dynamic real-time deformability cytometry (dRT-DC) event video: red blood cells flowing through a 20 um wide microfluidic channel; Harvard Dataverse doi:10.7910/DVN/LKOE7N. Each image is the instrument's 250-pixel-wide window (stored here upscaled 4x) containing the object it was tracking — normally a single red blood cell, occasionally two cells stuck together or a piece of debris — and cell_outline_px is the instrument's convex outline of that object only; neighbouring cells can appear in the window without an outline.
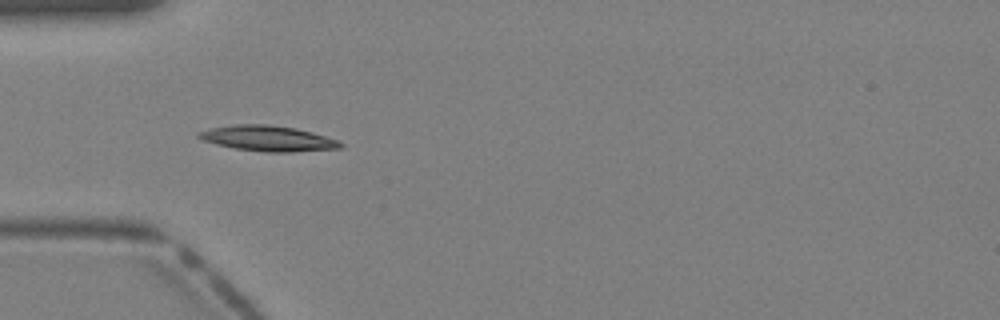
{"species": "Egyptian fruit bat (a non-hibernating species)", "species_latin": "Rousettus aegyptiacus", "temperature_condition": "warm", "stored_images_in_passage": 30, "camera_frame_rate_fps": 3000, "um_per_image_px": 0.085, "animal": {"sex": "female"}, "frame": {"image": 1, "passage_image": 3, "time_ms": 0.667, "image_size_px": [1000, 320], "cell_outline_px": [[344, 144], [340, 148], [292, 152], [268, 152], [236, 148], [216, 144], [204, 140], [196, 136], [196, 132], [212, 128], [236, 124], [264, 124], [296, 128], [312, 132], [340, 140]], "centroid_in_image_um": [22.81, 11.76], "position_along_channel_um": 62.2, "area_um2": 20.92}}
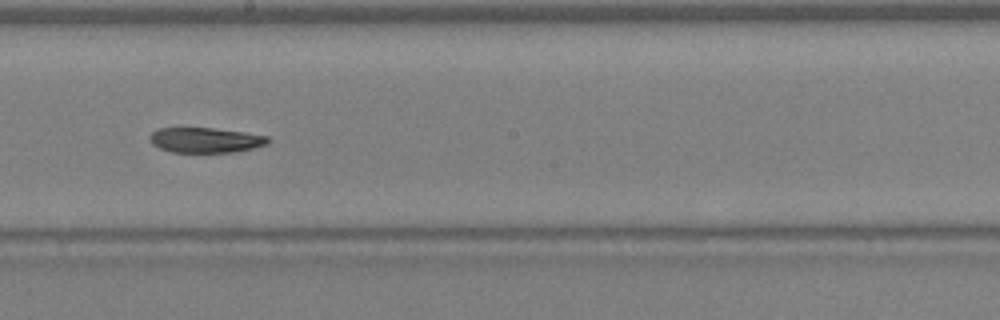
{"frame": {"image": 2, "passage_image": 13, "time_ms": 4.0, "image_size_px": [1000, 320], "cell_outline_px": [[272, 140], [268, 144], [236, 152], [172, 152], [160, 148], [152, 144], [152, 132], [160, 128], [212, 128], [244, 132], [268, 136]], "centroid_in_image_um": [17.53, 11.91], "position_along_channel_um": 230.7, "area_um2": 17.17}}
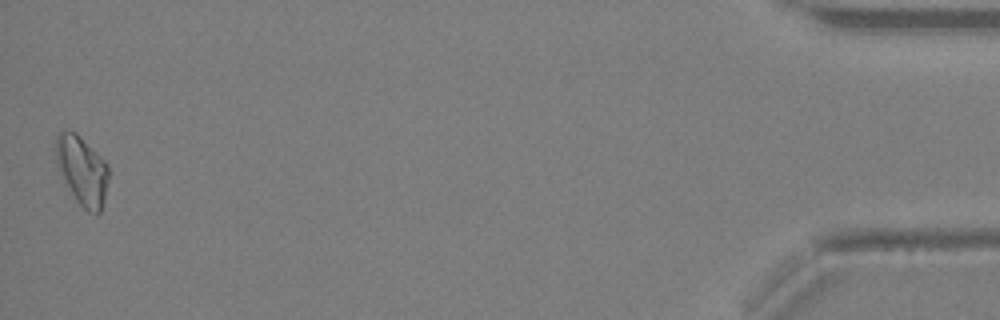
{"frame": {"image": 3, "passage_image": 30, "time_ms": 9.667, "image_size_px": [1000, 320], "cell_outline_px": [[108, 180], [100, 212], [88, 212], [76, 200], [56, 164], [56, 136], [60, 132], [68, 128], [76, 132], [108, 164]], "centroid_in_image_um": [6.97, 14.43], "position_along_channel_um": 428.2, "area_um2": 20.75}}